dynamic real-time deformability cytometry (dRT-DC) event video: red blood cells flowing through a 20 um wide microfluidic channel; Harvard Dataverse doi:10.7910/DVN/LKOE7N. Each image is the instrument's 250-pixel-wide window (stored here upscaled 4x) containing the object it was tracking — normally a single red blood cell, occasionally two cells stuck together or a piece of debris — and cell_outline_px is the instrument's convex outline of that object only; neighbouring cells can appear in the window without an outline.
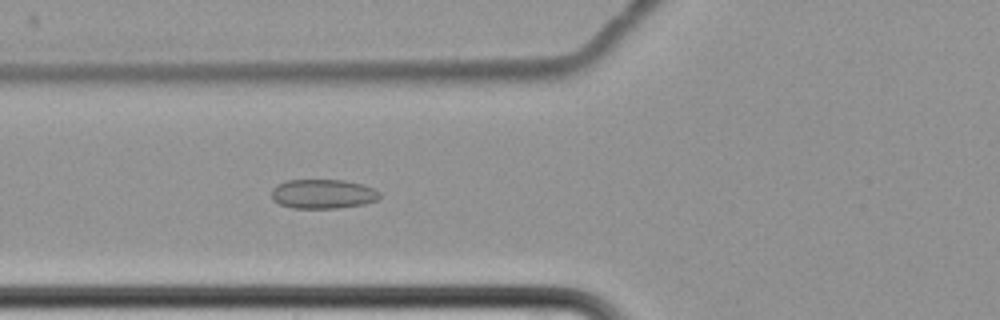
{"species": "common noctule bat (a hibernating species)", "species_latin": "Nyctalus noctula", "temperature_condition": "cold", "stored_images_in_passage": 8, "camera_frame_rate_fps": 3000, "um_per_image_px": 0.085, "animal": {"sex": "female", "body_mass_g": 22.7, "forearm_length_mm": 54.2}, "frame": {"image": 1, "passage_image": 8, "time_ms": 9.333, "image_size_px": [1000, 320], "cell_outline_px": [[380, 196], [376, 200], [364, 204], [336, 208], [292, 208], [280, 204], [272, 200], [272, 188], [276, 184], [284, 180], [344, 180], [360, 184], [372, 188], [380, 192]], "centroid_in_image_um": [27.4, 16.48], "position_along_channel_um": 98.4, "area_um2": 18.5}}